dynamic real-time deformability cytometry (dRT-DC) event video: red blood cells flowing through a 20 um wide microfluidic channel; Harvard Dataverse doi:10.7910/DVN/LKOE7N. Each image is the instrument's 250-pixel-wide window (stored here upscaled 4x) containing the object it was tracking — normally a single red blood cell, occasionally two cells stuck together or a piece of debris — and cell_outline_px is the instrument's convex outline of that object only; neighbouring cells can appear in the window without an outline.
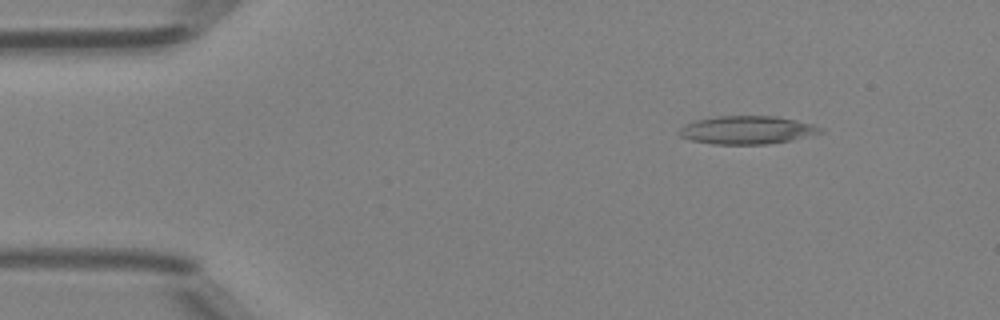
{"species": "Egyptian fruit bat (a non-hibernating species)", "species_latin": "Rousettus aegyptiacus", "temperature_condition": "room temperature", "stored_images_in_passage": 3, "camera_frame_rate_fps": 3000, "um_per_image_px": 0.085, "animal": {"sex": "female"}, "frame": {"image": 1, "passage_image": 1, "time_ms": 0.0, "image_size_px": [1000, 320], "cell_outline_px": [[824, 132], [792, 140], [768, 144], [712, 144], [692, 140], [680, 136], [676, 132], [684, 124], [696, 120], [716, 116], [776, 116], [796, 120], [812, 124], [824, 128]], "centroid_in_image_um": [63.5, 11.05], "position_along_channel_um": 21.5, "area_um2": 23.29}}